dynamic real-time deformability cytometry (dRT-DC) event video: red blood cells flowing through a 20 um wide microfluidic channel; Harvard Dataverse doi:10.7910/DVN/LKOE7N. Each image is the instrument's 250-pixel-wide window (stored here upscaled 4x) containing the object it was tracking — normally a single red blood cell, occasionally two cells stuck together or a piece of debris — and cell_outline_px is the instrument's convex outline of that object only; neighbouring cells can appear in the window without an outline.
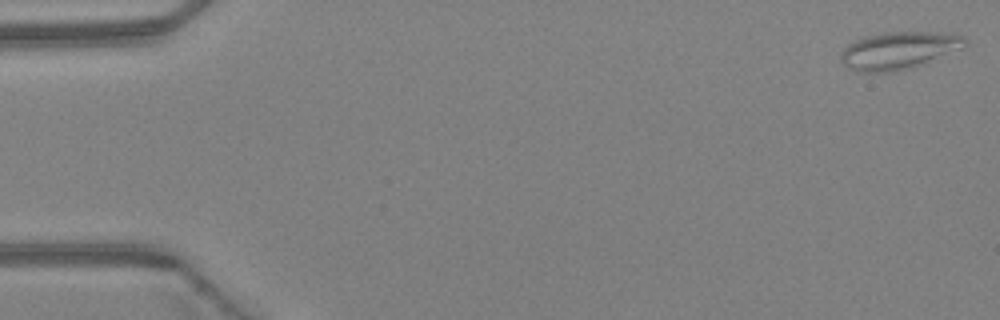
{"species": "Egyptian fruit bat (a non-hibernating species)", "species_latin": "Rousettus aegyptiacus", "temperature_condition": "warm", "stored_images_in_passage": 4, "camera_frame_rate_fps": 3000, "um_per_image_px": 0.085, "animal": {"sex": "female"}, "frame": {"image": 1, "passage_image": 1, "time_ms": 0.0, "image_size_px": [1000, 320], "cell_outline_px": [[968, 44], [928, 64], [912, 68], [892, 72], [860, 72], [848, 68], [840, 60], [840, 52], [848, 44], [856, 40], [880, 32], [936, 32], [964, 36], [968, 40]], "centroid_in_image_um": [76.4, 4.3], "position_along_channel_um": 8.6, "area_um2": 27.4}}
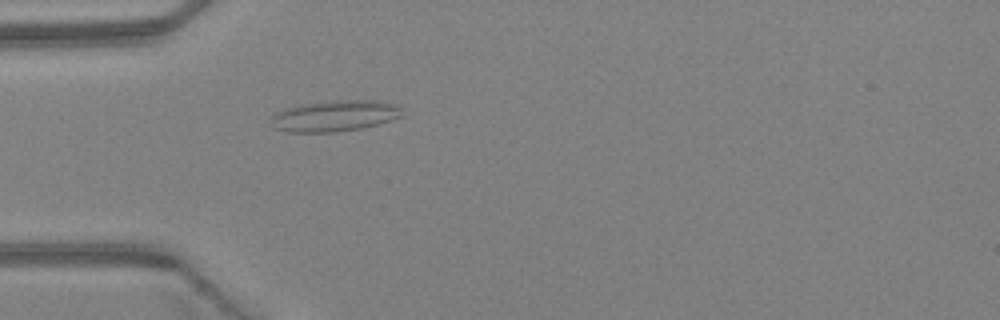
{"frame": {"image": 2, "passage_image": 4, "time_ms": 1.0, "image_size_px": [1000, 320], "cell_outline_px": [[404, 116], [376, 124], [360, 128], [332, 132], [288, 132], [272, 128], [272, 116], [276, 112], [300, 104], [332, 100], [380, 100], [400, 104]], "centroid_in_image_um": [28.49, 9.83], "position_along_channel_um": 56.5, "area_um2": 23.93}}